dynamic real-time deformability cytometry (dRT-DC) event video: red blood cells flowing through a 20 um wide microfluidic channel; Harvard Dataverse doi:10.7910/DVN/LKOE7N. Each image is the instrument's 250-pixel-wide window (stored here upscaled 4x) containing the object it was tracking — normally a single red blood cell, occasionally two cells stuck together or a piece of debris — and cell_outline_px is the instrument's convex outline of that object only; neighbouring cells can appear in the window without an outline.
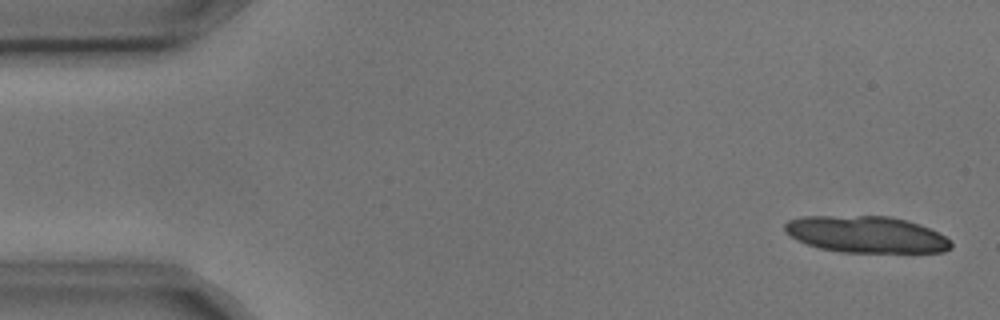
{"species": "common noctule bat (a hibernating species)", "species_latin": "Nyctalus noctula", "temperature_condition": "cold", "stored_images_in_passage": 4, "camera_frame_rate_fps": 3000, "um_per_image_px": 0.085, "animal": {"sex": "male", "body_mass_g": 17.9, "forearm_length_mm": 54.2}, "frame": {"image": 1, "passage_image": 1, "time_ms": 0.0, "image_size_px": [1000, 320], "cell_outline_px": [[952, 248], [944, 252], [840, 252], [820, 248], [808, 244], [784, 232], [784, 224], [788, 220], [800, 216], [892, 216], [908, 220], [920, 224], [952, 240]], "centroid_in_image_um": [73.65, 19.92], "position_along_channel_um": 11.4, "area_um2": 35.55}}